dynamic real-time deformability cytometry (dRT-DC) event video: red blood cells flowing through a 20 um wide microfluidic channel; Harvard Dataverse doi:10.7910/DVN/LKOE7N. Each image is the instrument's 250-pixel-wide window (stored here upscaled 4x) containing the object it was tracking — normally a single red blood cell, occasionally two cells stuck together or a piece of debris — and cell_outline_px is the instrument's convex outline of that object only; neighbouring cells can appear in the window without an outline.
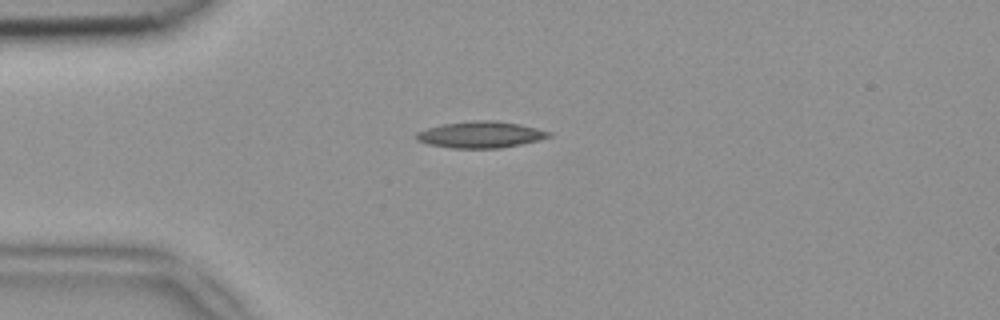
{"species": "common noctule bat (a hibernating species)", "species_latin": "Nyctalus noctula", "temperature_condition": "room temperature", "stored_images_in_passage": 31, "camera_frame_rate_fps": 3000, "um_per_image_px": 0.085, "animal": {"sex": "female", "body_mass_g": 18.4}, "frame": {"image": 1, "passage_image": 1, "time_ms": 0.0, "image_size_px": [1000, 320], "cell_outline_px": [[552, 136], [540, 140], [500, 148], [452, 148], [428, 144], [416, 140], [416, 132], [440, 124], [472, 120], [496, 120], [536, 128], [552, 132]], "centroid_in_image_um": [40.84, 11.44], "position_along_channel_um": 44.2, "area_um2": 20.46}}
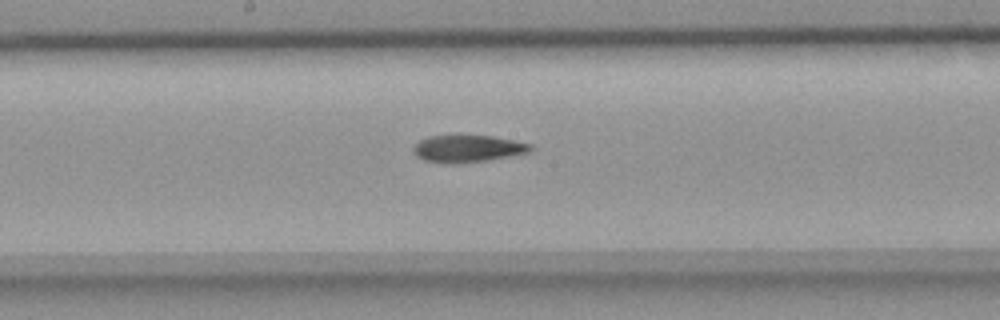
{"frame": {"image": 2, "passage_image": 15, "time_ms": 4.667, "image_size_px": [1000, 320], "cell_outline_px": [[532, 148], [528, 152], [488, 160], [456, 164], [452, 164], [424, 160], [416, 156], [412, 148], [420, 140], [428, 136], [492, 136], [532, 144]], "centroid_in_image_um": [39.72, 12.64], "position_along_channel_um": 208.5, "area_um2": 18.26}}
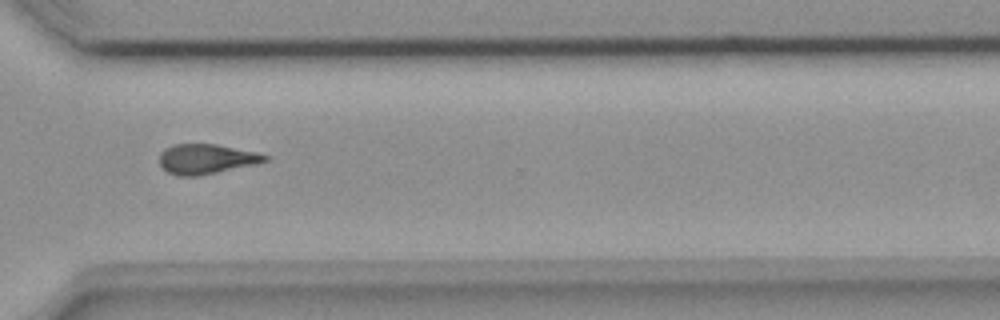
{"frame": {"image": 3, "passage_image": 26, "time_ms": 8.333, "image_size_px": [1000, 320], "cell_outline_px": [[272, 156], [268, 160], [256, 164], [196, 176], [176, 176], [160, 168], [160, 152], [164, 148], [172, 144], [216, 144], [256, 152]], "centroid_in_image_um": [17.51, 13.51], "position_along_channel_um": 353.1, "area_um2": 18.5}, "authors_computed_cell_mechanics": {"area_um2": 18.8428, "velocity_mm_per_s": 3.9372, "shape_relaxation_time_tau1_ms": 9.5511, "shape_relaxation_time_tau2_ms": null, "deformation_change_tau1": 0.2308, "deformation_change_tau2": null}}